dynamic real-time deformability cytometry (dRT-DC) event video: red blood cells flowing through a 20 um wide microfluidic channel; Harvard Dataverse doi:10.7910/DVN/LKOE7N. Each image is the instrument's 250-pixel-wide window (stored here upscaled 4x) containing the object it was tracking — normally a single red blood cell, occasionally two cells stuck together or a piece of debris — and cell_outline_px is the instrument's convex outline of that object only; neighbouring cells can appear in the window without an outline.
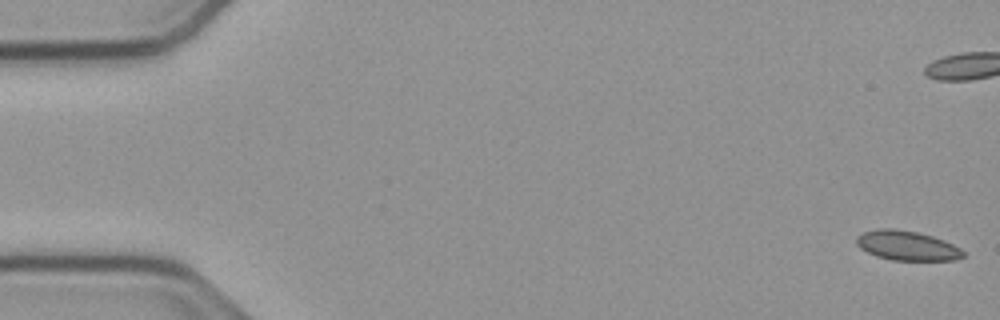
{"species": "common noctule bat (a hibernating species)", "species_latin": "Nyctalus noctula", "temperature_condition": "cold", "stored_images_in_passage": 55, "camera_frame_rate_fps": 3000, "um_per_image_px": 0.085, "animal": {"sex": "male", "body_mass_g": 23.1, "forearm_length_mm": 52.7}, "frame": {"image": 1, "passage_image": 1, "time_ms": 0.0, "image_size_px": [1000, 320], "cell_outline_px": [[964, 256], [956, 260], [892, 260], [876, 256], [860, 248], [856, 244], [856, 236], [864, 232], [876, 228], [892, 228], [916, 232], [932, 236], [944, 240], [960, 248], [964, 252]], "centroid_in_image_um": [77.07, 20.87], "position_along_channel_um": 7.9, "area_um2": 18.38}}
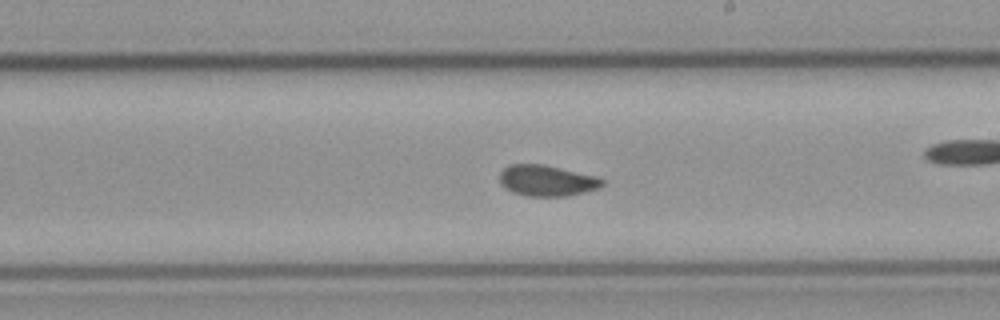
{"frame": {"image": 2, "passage_image": 31, "time_ms": 10.0, "image_size_px": [1000, 320], "cell_outline_px": [[604, 184], [600, 188], [568, 196], [528, 196], [512, 192], [504, 188], [500, 184], [500, 172], [508, 164], [544, 164], [596, 176], [604, 180]], "centroid_in_image_um": [46.47, 15.35], "position_along_channel_um": 242.5, "area_um2": 18.67}}
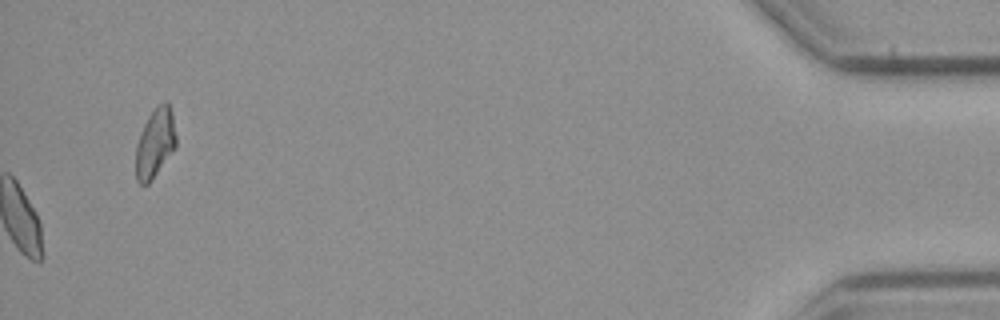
{"frame": {"image": 3, "passage_image": 55, "time_ms": 18.0, "image_size_px": [1000, 320], "cell_outline_px": [[176, 148], [148, 184], [140, 184], [136, 180], [136, 144], [144, 124], [148, 116], [156, 104], [164, 100], [168, 100], [172, 116], [176, 136]], "centroid_in_image_um": [13.19, 12.12], "position_along_channel_um": 422.0, "area_um2": 16.36}, "authors_computed_cell_mechanics": {"area_um2": 18.5538, "velocity_mm_per_s": 3.7768, "shape_relaxation_time_tau1_ms": null, "shape_relaxation_time_tau2_ms": 1.3525, "deformation_change_tau1": null, "deformation_change_tau2": 0.0423}}